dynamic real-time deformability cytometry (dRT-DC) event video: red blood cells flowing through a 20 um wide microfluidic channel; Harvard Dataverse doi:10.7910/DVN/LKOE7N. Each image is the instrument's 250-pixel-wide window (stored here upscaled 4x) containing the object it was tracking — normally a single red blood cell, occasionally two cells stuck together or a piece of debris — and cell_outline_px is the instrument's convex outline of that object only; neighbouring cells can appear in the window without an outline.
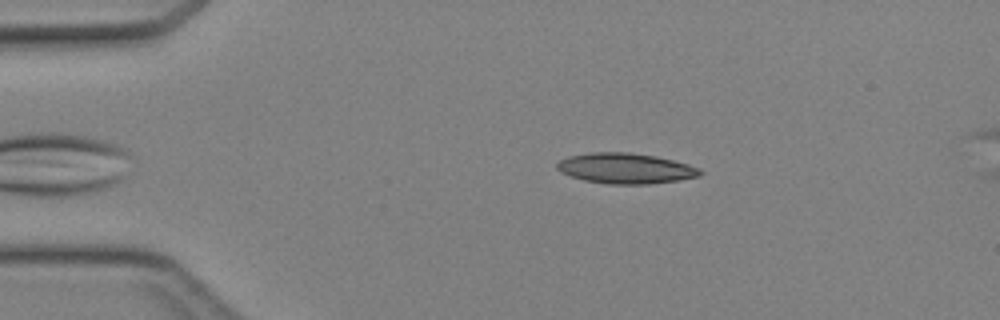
{"species": "Egyptian fruit bat (a non-hibernating species)", "species_latin": "Rousettus aegyptiacus", "temperature_condition": "cold", "stored_images_in_passage": 30, "camera_frame_rate_fps": 3000, "um_per_image_px": 0.085, "animal": {"sex": "female"}, "frame": {"image": 1, "passage_image": 3, "time_ms": 0.667, "image_size_px": [1000, 320], "cell_outline_px": [[704, 172], [700, 176], [680, 180], [648, 184], [608, 184], [584, 180], [560, 172], [556, 168], [556, 164], [560, 160], [568, 156], [592, 152], [628, 152], [656, 156], [688, 164], [700, 168]], "centroid_in_image_um": [53.19, 14.31], "position_along_channel_um": 31.8, "area_um2": 25.49}}
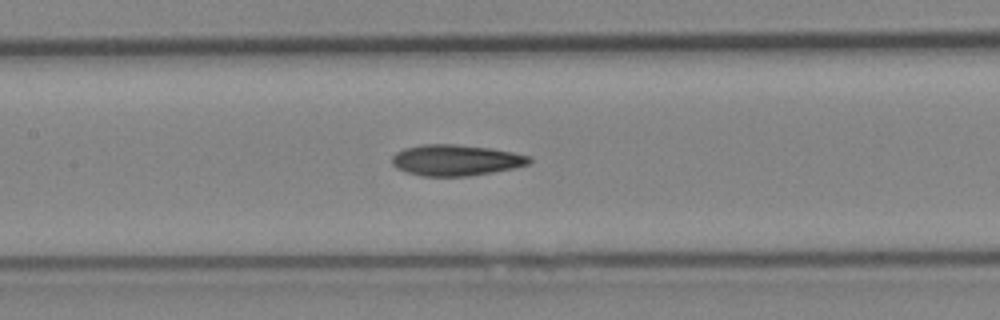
{"frame": {"image": 2, "passage_image": 16, "time_ms": 5.0, "image_size_px": [1000, 320], "cell_outline_px": [[532, 160], [528, 164], [516, 168], [468, 176], [420, 176], [396, 168], [392, 164], [392, 156], [396, 152], [404, 148], [424, 144], [456, 144], [492, 148], [532, 156]], "centroid_in_image_um": [38.76, 13.61], "position_along_channel_um": 168.6, "area_um2": 24.97}}
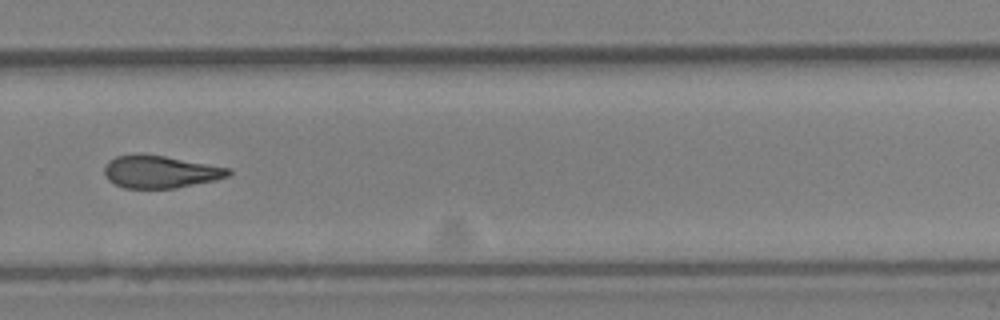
{"frame": {"image": 3, "passage_image": 26, "time_ms": 8.333, "image_size_px": [1000, 320], "cell_outline_px": [[232, 172], [228, 176], [216, 180], [176, 188], [124, 188], [108, 180], [104, 172], [104, 168], [108, 160], [116, 156], [164, 156], [232, 168]], "centroid_in_image_um": [13.67, 14.63], "position_along_channel_um": 316.1, "area_um2": 23.06}}